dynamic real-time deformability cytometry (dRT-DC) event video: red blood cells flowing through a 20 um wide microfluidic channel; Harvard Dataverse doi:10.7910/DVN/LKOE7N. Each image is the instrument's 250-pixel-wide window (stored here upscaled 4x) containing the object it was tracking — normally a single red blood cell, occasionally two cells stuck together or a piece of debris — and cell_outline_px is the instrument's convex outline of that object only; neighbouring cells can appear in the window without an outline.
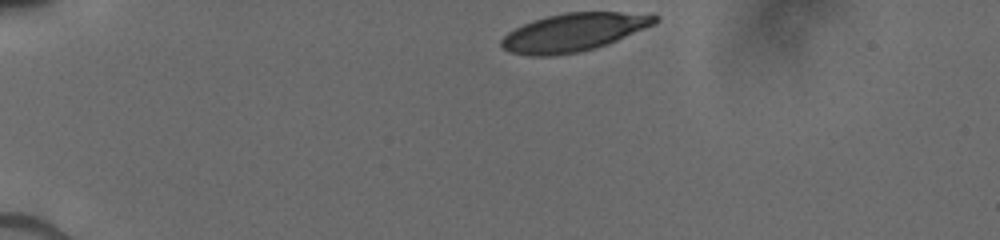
{"species": "human", "species_latin": "Homo sapiens", "temperature_condition": "cold", "stored_images_in_passage": 26, "camera_frame_rate_fps": 3000, "um_per_image_px": 0.085, "donor": {"sex": "male"}, "frame": {"image": 1, "passage_image": 1, "time_ms": 0.0, "image_size_px": [1000, 240], "cell_outline_px": [[660, 20], [644, 28], [608, 44], [596, 48], [576, 52], [548, 56], [532, 56], [512, 52], [504, 48], [500, 44], [500, 40], [508, 32], [532, 20], [564, 12], [652, 12], [660, 16]], "centroid_in_image_um": [48.82, 2.72], "position_along_channel_um": 36.2, "area_um2": 34.04}}
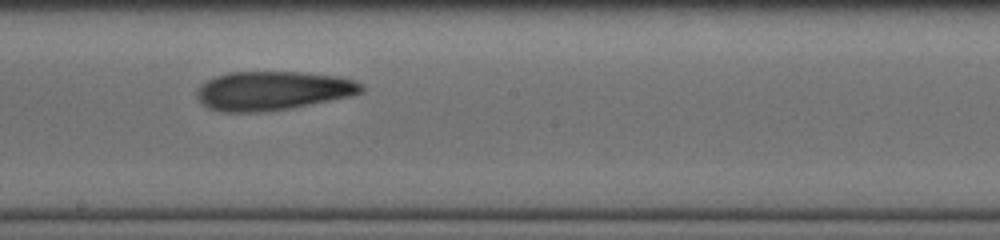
{"frame": {"image": 2, "passage_image": 15, "time_ms": 6.333, "image_size_px": [1000, 240], "cell_outline_px": [[364, 92], [352, 96], [288, 108], [264, 112], [220, 112], [208, 108], [200, 104], [196, 96], [196, 92], [208, 80], [216, 76], [228, 72], [300, 72], [340, 76], [364, 84]], "centroid_in_image_um": [23.19, 7.71], "position_along_channel_um": 225.0, "area_um2": 37.45}}
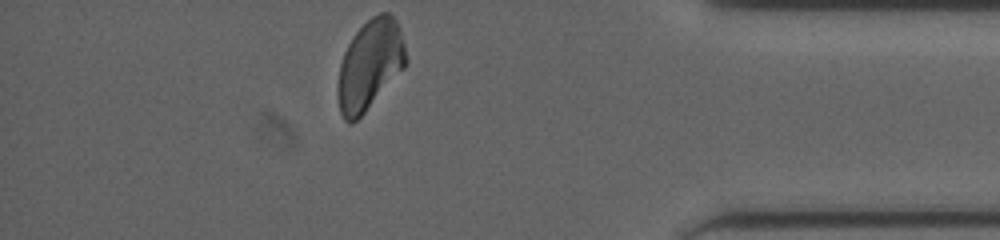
{"frame": {"image": 3, "passage_image": 26, "time_ms": 11.333, "image_size_px": [1000, 240], "cell_outline_px": [[408, 60], [404, 68], [364, 112], [356, 120], [348, 124], [344, 120], [340, 112], [336, 92], [336, 88], [340, 64], [344, 52], [352, 36], [372, 16], [380, 12], [388, 12], [396, 20], [400, 28]], "centroid_in_image_um": [31.42, 5.51], "position_along_channel_um": 403.8, "area_um2": 35.6}}